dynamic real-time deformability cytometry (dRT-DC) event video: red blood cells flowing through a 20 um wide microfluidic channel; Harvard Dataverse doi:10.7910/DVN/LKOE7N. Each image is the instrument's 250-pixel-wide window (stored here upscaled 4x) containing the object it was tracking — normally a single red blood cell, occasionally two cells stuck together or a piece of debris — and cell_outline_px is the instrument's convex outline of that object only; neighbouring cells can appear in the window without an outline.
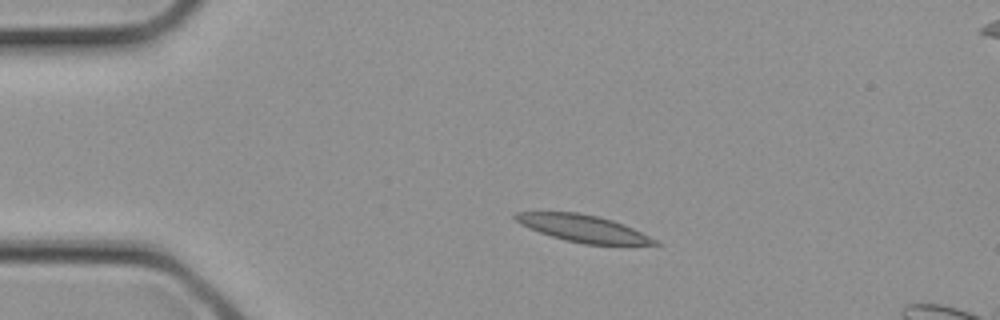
{"species": "common noctule bat (a hibernating species)", "species_latin": "Nyctalus noctula", "temperature_condition": "cold", "stored_images_in_passage": 2, "camera_frame_rate_fps": 3000, "um_per_image_px": 0.085, "animal": {"sex": "female", "body_mass_g": 21.9}, "frame": {"image": 1, "passage_image": 2, "time_ms": 0.333, "image_size_px": [1000, 320], "cell_outline_px": [[664, 244], [584, 244], [564, 240], [528, 228], [520, 224], [512, 216], [516, 212], [576, 212], [596, 216], [612, 220], [624, 224]], "centroid_in_image_um": [49.51, 19.41], "position_along_channel_um": 35.5, "area_um2": 21.56}}